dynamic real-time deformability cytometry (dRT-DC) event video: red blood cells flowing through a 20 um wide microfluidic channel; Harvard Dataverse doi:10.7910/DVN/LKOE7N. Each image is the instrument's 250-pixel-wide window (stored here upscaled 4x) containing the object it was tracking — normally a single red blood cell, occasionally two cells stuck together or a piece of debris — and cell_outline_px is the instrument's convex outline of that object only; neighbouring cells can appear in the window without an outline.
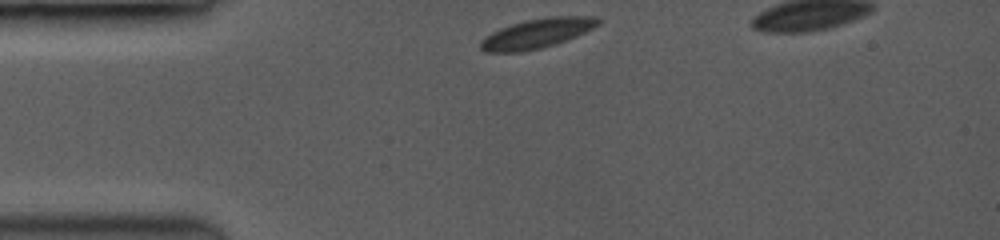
{"species": "common noctule bat (a hibernating species)", "species_latin": "Nyctalus noctula", "temperature_condition": "room temperature", "stored_images_in_passage": 39, "camera_frame_rate_fps": 3500, "um_per_image_px": 0.085, "animal": {"sex": "female", "body_mass_g": 19.0, "forearm_length_mm": 53.3}, "frame": {"image": 1, "passage_image": 1, "time_ms": 0.0, "image_size_px": [1000, 240], "cell_outline_px": [[600, 20], [592, 28], [584, 32], [564, 40], [540, 48], [520, 52], [484, 52], [480, 48], [480, 40], [492, 32], [500, 28], [524, 20], [544, 16], [600, 16]], "centroid_in_image_um": [45.59, 2.82], "position_along_channel_um": 39.4, "area_um2": 20.06}}
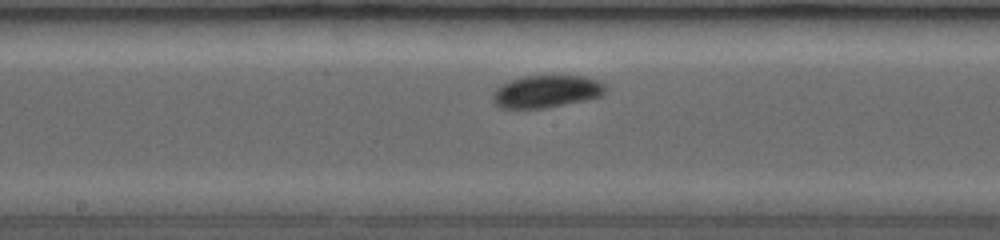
{"frame": {"image": 2, "passage_image": 18, "time_ms": 4.857, "image_size_px": [1000, 240], "cell_outline_px": [[604, 92], [600, 96], [540, 108], [504, 108], [496, 104], [496, 88], [512, 80], [524, 76], [584, 76], [600, 80], [604, 84]], "centroid_in_image_um": [46.49, 7.75], "position_along_channel_um": 201.7, "area_um2": 20.35}}
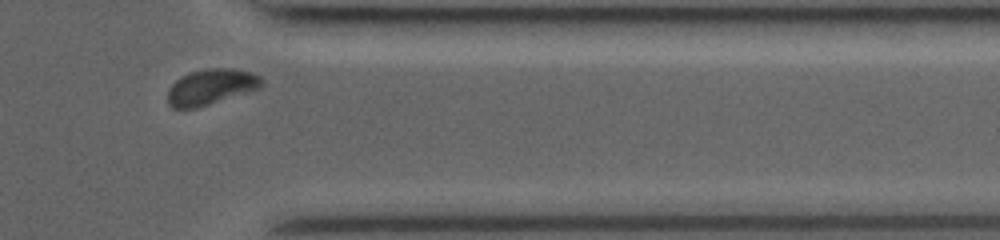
{"frame": {"image": 3, "passage_image": 35, "time_ms": 9.714, "image_size_px": [1000, 240], "cell_outline_px": [[264, 84], [260, 88], [196, 108], [172, 108], [168, 104], [168, 92], [172, 84], [180, 76], [188, 72], [208, 68], [228, 68], [248, 72], [260, 76]], "centroid_in_image_um": [17.91, 7.38], "position_along_channel_um": 393.5, "area_um2": 19.36}, "authors_computed_cell_mechanics": {"area_um2": 19.8832, "velocity_mm_per_s": 3.9467, "shape_relaxation_time_tau1_ms": 1.4966, "shape_relaxation_time_tau2_ms": null, "deformation_change_tau1": 0.0538, "deformation_change_tau2": null}}